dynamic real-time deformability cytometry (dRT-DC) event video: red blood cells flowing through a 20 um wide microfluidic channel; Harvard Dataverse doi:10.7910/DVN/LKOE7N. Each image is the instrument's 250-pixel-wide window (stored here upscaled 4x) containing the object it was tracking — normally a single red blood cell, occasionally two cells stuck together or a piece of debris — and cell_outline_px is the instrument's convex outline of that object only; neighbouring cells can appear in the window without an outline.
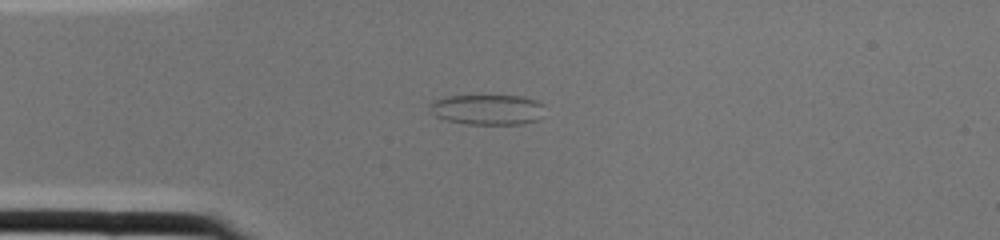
{"species": "common noctule bat (a hibernating species)", "species_latin": "Nyctalus noctula", "temperature_condition": "cold", "stored_images_in_passage": 1, "camera_frame_rate_fps": 3000, "um_per_image_px": 0.085, "animal": {"sex": "female", "body_mass_g": 22.0, "forearm_length_mm": 56.7}, "frame": {"image": 1, "passage_image": 1, "time_ms": 0.0, "image_size_px": [1000, 240], "cell_outline_px": [[544, 104], [540, 120], [520, 124], [468, 124], [448, 120], [436, 116], [432, 112], [428, 104], [432, 100], [448, 96], [524, 96], [536, 100]], "centroid_in_image_um": [41.45, 9.31], "position_along_channel_um": 43.5, "area_um2": 20.35}}